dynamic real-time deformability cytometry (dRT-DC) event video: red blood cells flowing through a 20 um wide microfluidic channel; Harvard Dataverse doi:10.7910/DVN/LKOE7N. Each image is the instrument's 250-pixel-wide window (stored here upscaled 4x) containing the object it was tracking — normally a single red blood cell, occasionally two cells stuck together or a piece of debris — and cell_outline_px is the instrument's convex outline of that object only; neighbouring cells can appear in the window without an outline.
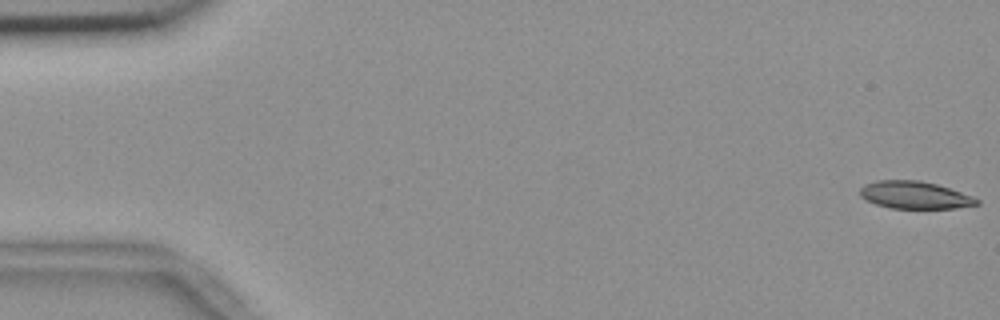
{"species": "common noctule bat (a hibernating species)", "species_latin": "Nyctalus noctula", "temperature_condition": "room temperature", "stored_images_in_passage": 55, "camera_frame_rate_fps": 3000, "um_per_image_px": 0.085, "animal": {"sex": "female", "body_mass_g": 18.4}, "frame": {"image": 1, "passage_image": 1, "time_ms": 0.0, "image_size_px": [1000, 320], "cell_outline_px": [[980, 204], [956, 208], [888, 208], [876, 204], [860, 196], [860, 188], [864, 184], [876, 180], [920, 180], [936, 184], [972, 196], [980, 200]], "centroid_in_image_um": [77.74, 16.57], "position_along_channel_um": 7.3, "area_um2": 18.61}}
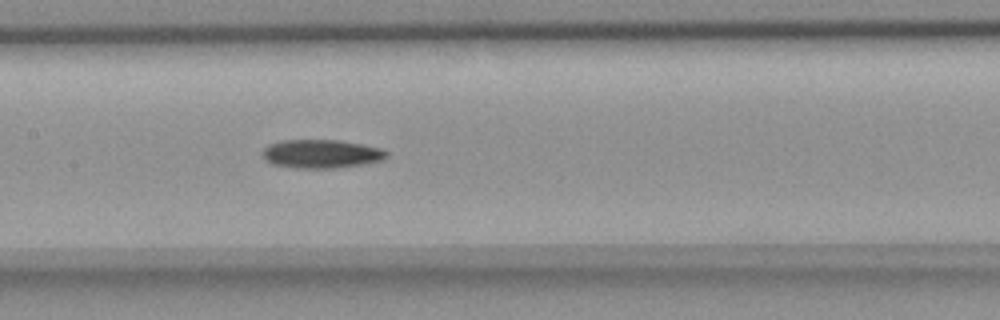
{"frame": {"image": 2, "passage_image": 27, "time_ms": 8.667, "image_size_px": [1000, 320], "cell_outline_px": [[388, 156], [384, 160], [360, 164], [332, 168], [300, 168], [276, 164], [268, 160], [264, 156], [264, 148], [268, 144], [280, 140], [340, 140], [384, 148], [388, 152]], "centroid_in_image_um": [27.38, 13.05], "position_along_channel_um": 180.0, "area_um2": 20.46}}
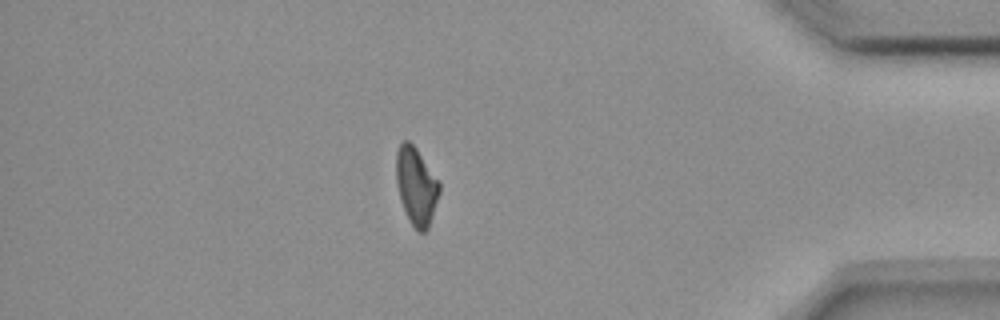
{"frame": {"image": 3, "passage_image": 48, "time_ms": 15.667, "image_size_px": [1000, 320], "cell_outline_px": [[440, 192], [428, 228], [424, 232], [416, 232], [400, 200], [396, 184], [396, 152], [400, 144], [404, 140], [408, 140], [416, 148], [440, 184]], "centroid_in_image_um": [35.36, 15.82], "position_along_channel_um": 399.8, "area_um2": 19.25}, "authors_computed_cell_mechanics": {"area_um2": 20.1722, "velocity_mm_per_s": 3.6796, "shape_relaxation_time_tau1_ms": 7.8072, "shape_relaxation_time_tau2_ms": null, "deformation_change_tau1": 0.1833, "deformation_change_tau2": null}}